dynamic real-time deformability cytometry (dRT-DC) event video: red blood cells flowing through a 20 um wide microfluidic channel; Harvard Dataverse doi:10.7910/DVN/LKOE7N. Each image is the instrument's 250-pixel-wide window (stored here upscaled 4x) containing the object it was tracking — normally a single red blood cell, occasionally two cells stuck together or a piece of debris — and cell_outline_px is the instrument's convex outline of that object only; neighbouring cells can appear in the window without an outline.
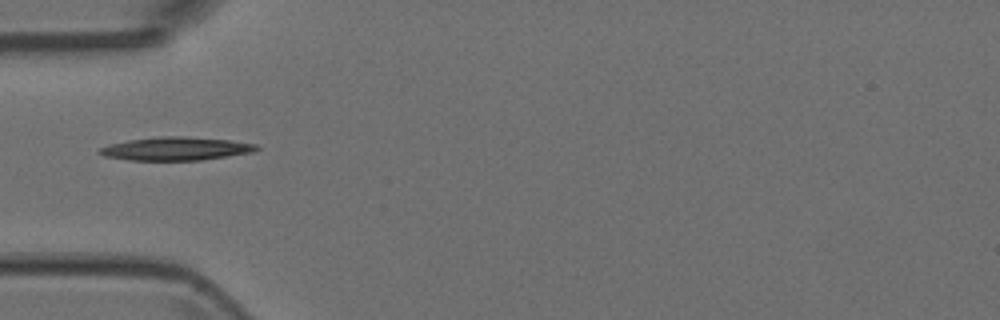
{"species": "Egyptian fruit bat (a non-hibernating species)", "species_latin": "Rousettus aegyptiacus", "temperature_condition": "room temperature", "stored_images_in_passage": 1, "camera_frame_rate_fps": 3000, "um_per_image_px": 0.085, "animal": {"sex": "female"}, "frame": {"image": 1, "passage_image": 1, "time_ms": 0.0, "image_size_px": [1000, 320], "cell_outline_px": [[260, 148], [252, 152], [228, 156], [200, 160], [128, 160], [104, 156], [96, 152], [100, 148], [112, 144], [128, 140], [160, 136], [184, 136], [228, 140], [256, 144]], "centroid_in_image_um": [14.94, 12.64], "position_along_channel_um": 70.1, "area_um2": 21.15}}